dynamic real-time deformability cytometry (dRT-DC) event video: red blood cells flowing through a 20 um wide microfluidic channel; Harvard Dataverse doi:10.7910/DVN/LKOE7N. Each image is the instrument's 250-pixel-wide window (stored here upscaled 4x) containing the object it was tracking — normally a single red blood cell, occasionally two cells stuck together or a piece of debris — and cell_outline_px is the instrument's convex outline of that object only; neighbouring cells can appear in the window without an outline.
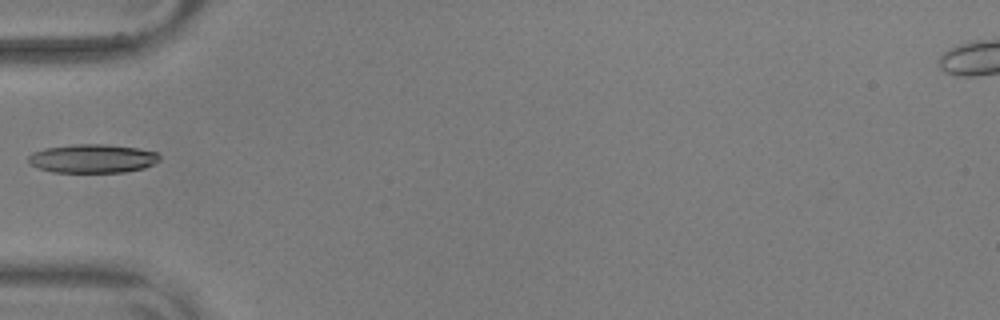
{"species": "common noctule bat (a hibernating species)", "species_latin": "Nyctalus noctula", "temperature_condition": "warm", "stored_images_in_passage": 37, "camera_frame_rate_fps": 3000, "um_per_image_px": 0.085, "animal": {"sex": "male", "body_mass_g": 17.9, "forearm_length_mm": 54.2}, "frame": {"image": 1, "passage_image": 1, "time_ms": 0.0, "image_size_px": [1000, 320], "cell_outline_px": [[160, 160], [144, 168], [124, 172], [52, 172], [36, 168], [28, 164], [28, 156], [32, 152], [44, 148], [72, 144], [108, 144], [136, 148], [156, 152], [160, 156]], "centroid_in_image_um": [7.81, 13.47], "position_along_channel_um": 77.2, "area_um2": 22.14}}